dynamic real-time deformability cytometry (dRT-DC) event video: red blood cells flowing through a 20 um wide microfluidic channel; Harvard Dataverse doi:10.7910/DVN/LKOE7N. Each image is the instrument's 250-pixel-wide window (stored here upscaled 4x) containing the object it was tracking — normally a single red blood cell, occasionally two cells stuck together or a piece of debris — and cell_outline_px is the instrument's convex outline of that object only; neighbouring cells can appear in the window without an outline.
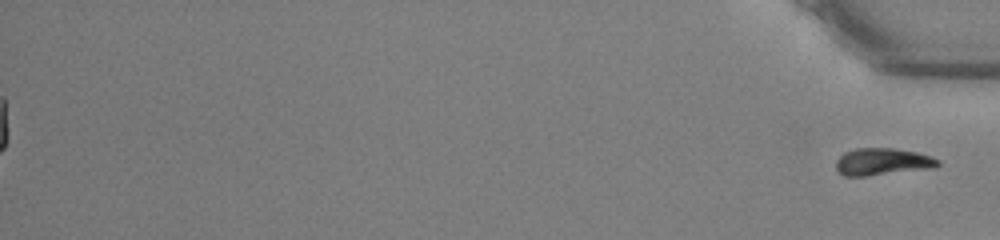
{"species": "common noctule bat (a hibernating species)", "species_latin": "Nyctalus noctula", "temperature_condition": "warm", "stored_images_in_passage": 55, "segment_of_instrument_passage": [2, 2], "camera_frame_rate_fps": 3000, "um_per_image_px": 0.085, "animal": {"sex": "male", "body_mass_g": 13.0, "forearm_length_mm": 53.1}, "frame": {"image": 1, "passage_image": 55, "time_ms": 18.0, "image_size_px": [1000, 240], "cell_outline_px": [[940, 164], [936, 168], [864, 176], [844, 176], [836, 168], [836, 160], [844, 152], [856, 148], [892, 148], [916, 152], [932, 156], [940, 160]], "centroid_in_image_um": [75.04, 13.74], "position_along_channel_um": 360.2, "area_um2": 16.18}}